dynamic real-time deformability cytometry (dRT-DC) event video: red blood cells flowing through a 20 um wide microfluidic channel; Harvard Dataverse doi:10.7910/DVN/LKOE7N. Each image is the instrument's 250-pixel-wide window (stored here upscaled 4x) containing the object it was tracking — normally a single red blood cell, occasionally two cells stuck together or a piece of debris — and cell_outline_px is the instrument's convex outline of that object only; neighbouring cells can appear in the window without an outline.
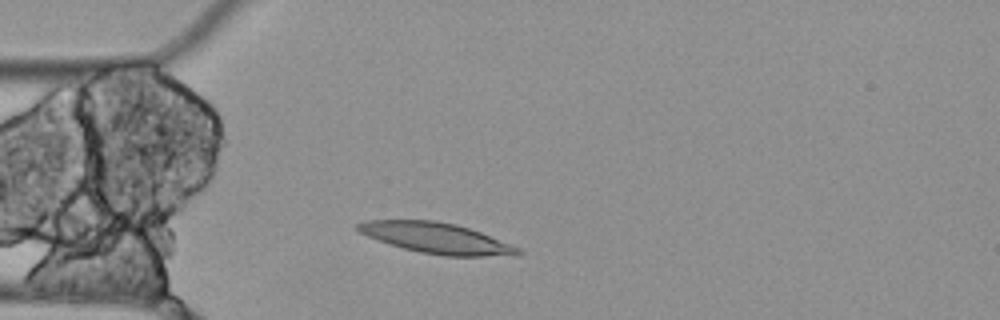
{"species": "Egyptian fruit bat (a non-hibernating species)", "species_latin": "Rousettus aegyptiacus", "temperature_condition": "cold", "stored_images_in_passage": 3, "camera_frame_rate_fps": 3000, "um_per_image_px": 0.085, "animal": {"sex": "female"}, "frame": {"image": 1, "passage_image": 3, "time_ms": 0.667, "image_size_px": [1000, 320], "cell_outline_px": [[524, 252], [516, 256], [444, 256], [420, 252], [388, 244], [368, 236], [360, 232], [356, 228], [356, 224], [368, 220], [432, 220], [456, 224], [480, 232], [512, 244], [520, 248]], "centroid_in_image_um": [37.14, 20.25], "position_along_channel_um": 47.9, "area_um2": 28.61}}